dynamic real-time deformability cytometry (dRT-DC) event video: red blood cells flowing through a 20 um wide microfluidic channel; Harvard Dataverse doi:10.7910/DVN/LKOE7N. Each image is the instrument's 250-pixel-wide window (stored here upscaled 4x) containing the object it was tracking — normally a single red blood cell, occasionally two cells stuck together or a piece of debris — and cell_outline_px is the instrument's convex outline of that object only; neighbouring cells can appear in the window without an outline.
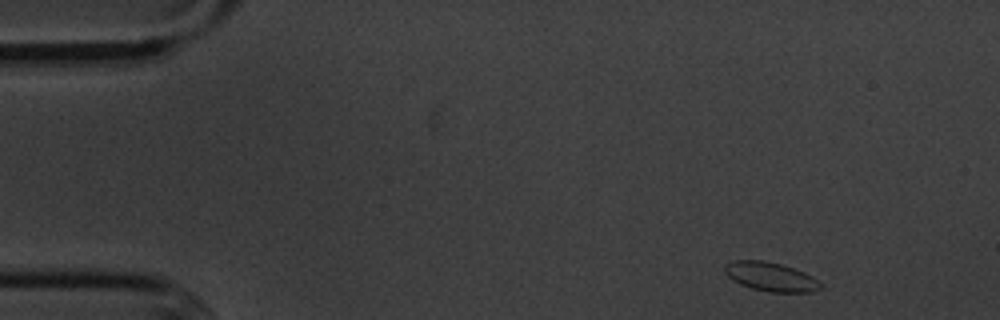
{"species": "common noctule bat (a hibernating species)", "species_latin": "Nyctalus noctula", "temperature_condition": "cold", "stored_images_in_passage": 51, "camera_frame_rate_fps": 3000, "um_per_image_px": 0.085, "animal": {"sex": "male", "body_mass_g": 20.1, "forearm_length_mm": 53.5}, "frame": {"image": 1, "passage_image": 1, "time_ms": 0.0, "image_size_px": [1000, 320], "cell_outline_px": [[820, 288], [812, 292], [768, 292], [752, 288], [740, 284], [732, 280], [724, 272], [724, 264], [732, 260], [764, 260], [780, 264], [804, 272], [812, 276], [820, 284]], "centroid_in_image_um": [65.45, 23.51], "position_along_channel_um": 19.6, "area_um2": 16.13}}
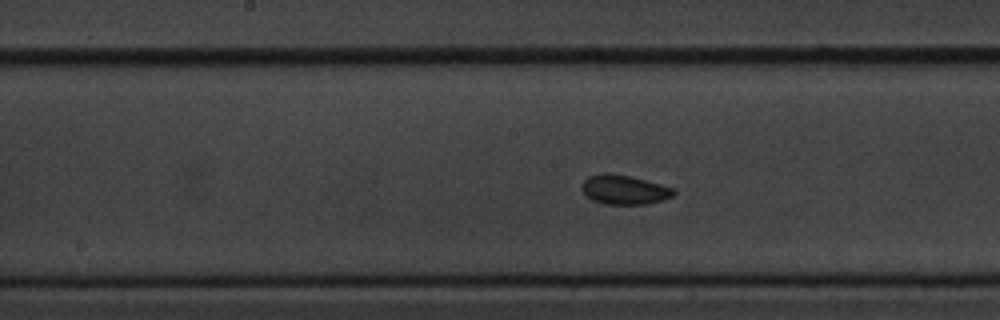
{"frame": {"image": 2, "passage_image": 23, "time_ms": 7.333, "image_size_px": [1000, 320], "cell_outline_px": [[676, 192], [672, 196], [648, 204], [604, 204], [592, 200], [580, 188], [580, 184], [588, 176], [604, 172], [608, 172], [628, 176], [676, 188]], "centroid_in_image_um": [53.03, 16.12], "position_along_channel_um": 195.2, "area_um2": 15.72}}
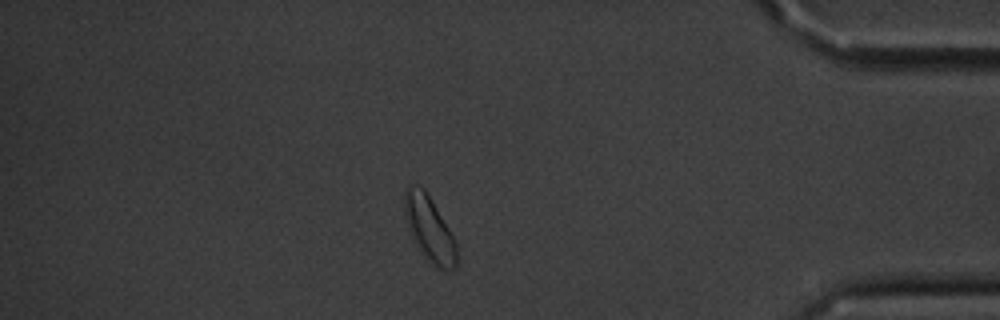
{"frame": {"image": 3, "passage_image": 43, "time_ms": 14.0, "image_size_px": [1000, 320], "cell_outline_px": [[456, 268], [440, 268], [428, 260], [412, 240], [408, 228], [404, 208], [404, 192], [408, 184], [412, 184], [424, 188], [448, 228], [456, 244]], "centroid_in_image_um": [36.45, 19.4], "position_along_channel_um": 398.8, "area_um2": 19.25}, "authors_computed_cell_mechanics": {"area_um2": 15.7216, "velocity_mm_per_s": 3.5808, "shape_relaxation_time_tau1_ms": null, "shape_relaxation_time_tau2_ms": 3.7698, "deformation_change_tau1": null, "deformation_change_tau2": 0.0579}}